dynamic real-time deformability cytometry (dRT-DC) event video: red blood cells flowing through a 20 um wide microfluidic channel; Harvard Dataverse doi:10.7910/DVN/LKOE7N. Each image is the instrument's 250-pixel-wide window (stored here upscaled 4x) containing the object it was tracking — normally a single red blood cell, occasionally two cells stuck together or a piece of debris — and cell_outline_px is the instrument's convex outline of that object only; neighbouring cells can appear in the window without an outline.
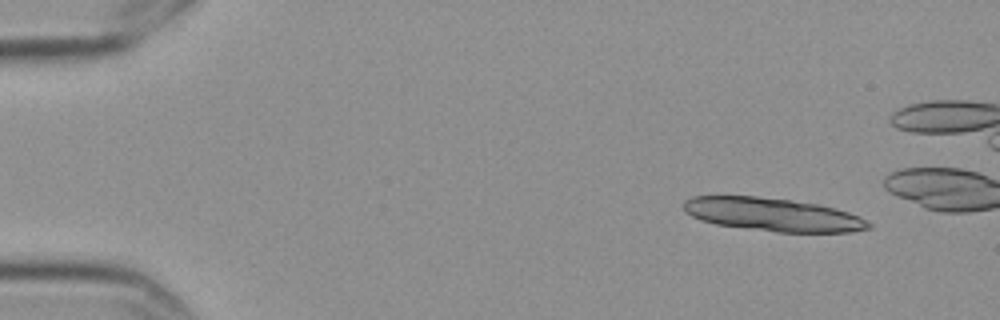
{"species": "Egyptian fruit bat (a non-hibernating species)", "species_latin": "Rousettus aegyptiacus", "temperature_condition": "cold", "stored_images_in_passage": 12, "camera_frame_rate_fps": 3000, "um_per_image_px": 0.085, "frame": {"image": 1, "passage_image": 1, "time_ms": 0.0, "image_size_px": [1000, 320], "cell_outline_px": [[872, 228], [848, 232], [776, 232], [716, 224], [700, 220], [684, 212], [684, 200], [692, 196], [756, 196], [820, 204], [848, 212], [860, 216], [872, 224]], "centroid_in_image_um": [65.69, 18.24], "position_along_channel_um": 19.3, "area_um2": 35.78}}
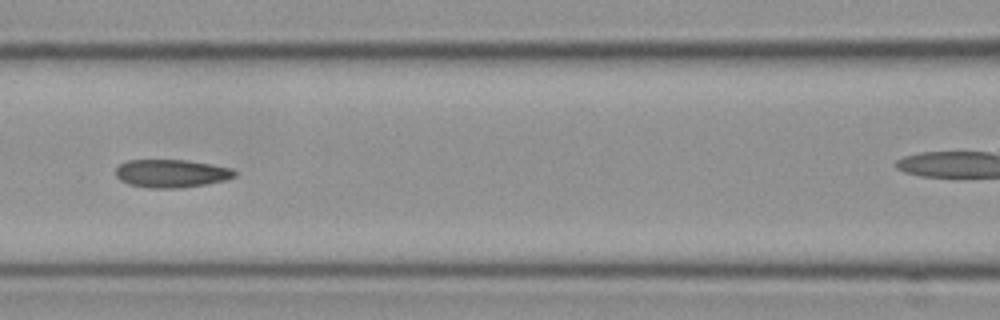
{"frame": {"image": 2, "passage_image": 7, "time_ms": 2.0, "image_size_px": [1000, 320], "cell_outline_px": [[236, 176], [224, 180], [204, 184], [180, 188], [148, 188], [128, 184], [120, 180], [116, 176], [116, 168], [120, 164], [128, 160], [184, 160], [212, 164], [232, 168], [236, 172]], "centroid_in_image_um": [14.55, 14.74], "position_along_channel_um": 152.0, "area_um2": 19.42}}
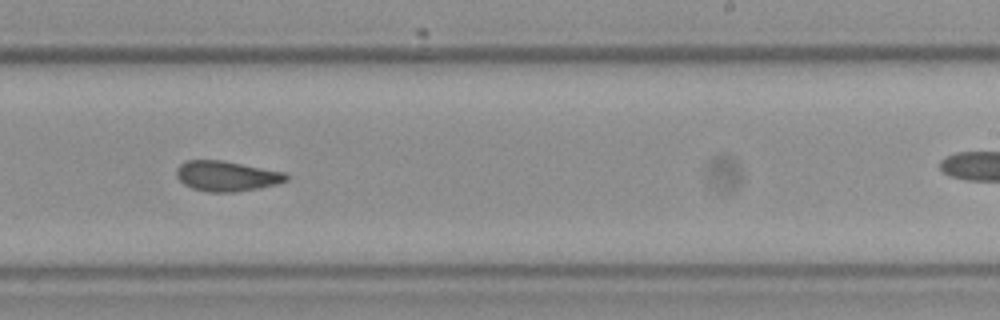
{"frame": {"image": 3, "passage_image": 10, "time_ms": 3.0, "image_size_px": [1000, 320], "cell_outline_px": [[288, 180], [276, 184], [260, 188], [236, 192], [208, 192], [192, 188], [184, 184], [176, 176], [176, 168], [180, 164], [188, 160], [220, 160], [288, 172]], "centroid_in_image_um": [19.29, 14.97], "position_along_channel_um": 269.7, "area_um2": 19.48}}